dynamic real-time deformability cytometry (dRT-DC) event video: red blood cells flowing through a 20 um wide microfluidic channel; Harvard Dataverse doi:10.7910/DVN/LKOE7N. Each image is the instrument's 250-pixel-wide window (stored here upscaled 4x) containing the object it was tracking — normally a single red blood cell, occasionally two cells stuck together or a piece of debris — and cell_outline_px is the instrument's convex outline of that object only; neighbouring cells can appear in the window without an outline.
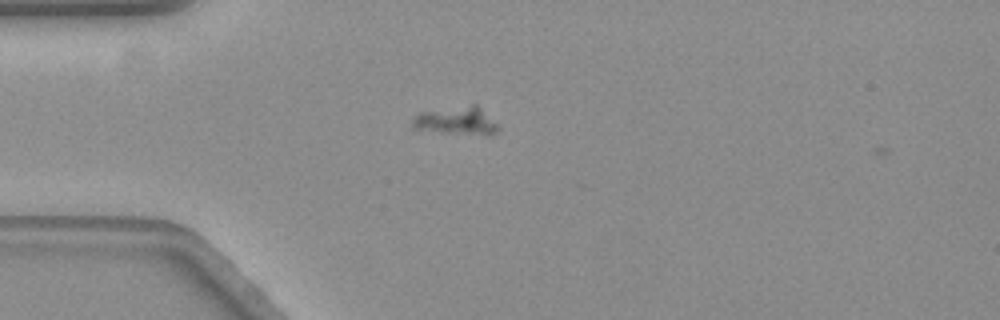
{"species": "common noctule bat (a hibernating species)", "species_latin": "Nyctalus noctula", "temperature_condition": "warm", "stored_images_in_passage": 3, "camera_frame_rate_fps": 3000, "um_per_image_px": 0.085, "animal": {"sex": "female", "body_mass_g": 19.3, "forearm_length_mm": 54.1}, "frame": {"image": 1, "passage_image": 1, "time_ms": 0.0, "image_size_px": [1000, 320], "cell_outline_px": [[496, 132], [488, 136], [416, 128], [412, 124], [412, 120], [420, 112], [472, 104], [476, 104], [496, 124]], "centroid_in_image_um": [38.83, 10.25], "position_along_channel_um": 46.2, "area_um2": 13.29}}